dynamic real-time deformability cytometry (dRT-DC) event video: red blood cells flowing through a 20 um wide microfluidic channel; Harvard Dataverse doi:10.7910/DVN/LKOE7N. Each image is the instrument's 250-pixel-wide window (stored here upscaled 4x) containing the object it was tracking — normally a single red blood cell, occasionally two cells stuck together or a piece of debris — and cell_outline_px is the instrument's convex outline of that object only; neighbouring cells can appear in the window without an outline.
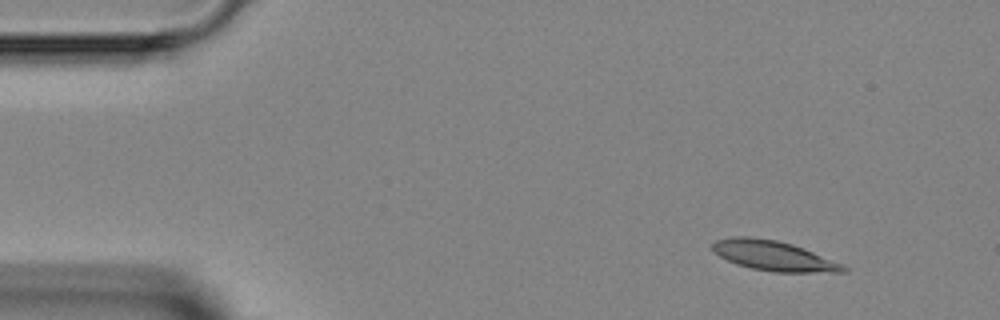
{"species": "Egyptian fruit bat (a non-hibernating species)", "species_latin": "Rousettus aegyptiacus", "temperature_condition": "room temperature", "stored_images_in_passage": 5, "camera_frame_rate_fps": 3000, "um_per_image_px": 0.085, "animal": {"sex": "female"}, "frame": {"image": 1, "passage_image": 1, "time_ms": 0.0, "image_size_px": [1000, 320], "cell_outline_px": [[848, 272], [772, 272], [752, 268], [736, 264], [720, 256], [712, 248], [712, 244], [716, 240], [732, 236], [748, 236], [776, 240], [792, 244], [804, 248], [844, 264], [848, 268]], "centroid_in_image_um": [65.79, 21.74], "position_along_channel_um": 19.2, "area_um2": 22.83}}
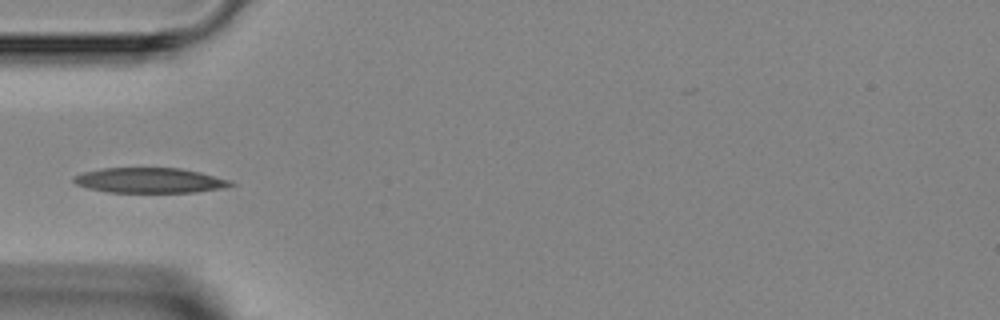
{"frame": {"image": 2, "passage_image": 4, "time_ms": 3.333, "image_size_px": [1000, 320], "cell_outline_px": [[236, 184], [224, 188], [196, 192], [108, 192], [88, 188], [76, 184], [72, 180], [72, 176], [84, 172], [100, 168], [180, 168], [200, 172], [232, 180]], "centroid_in_image_um": [12.74, 15.33], "position_along_channel_um": 72.3, "area_um2": 23.12}}
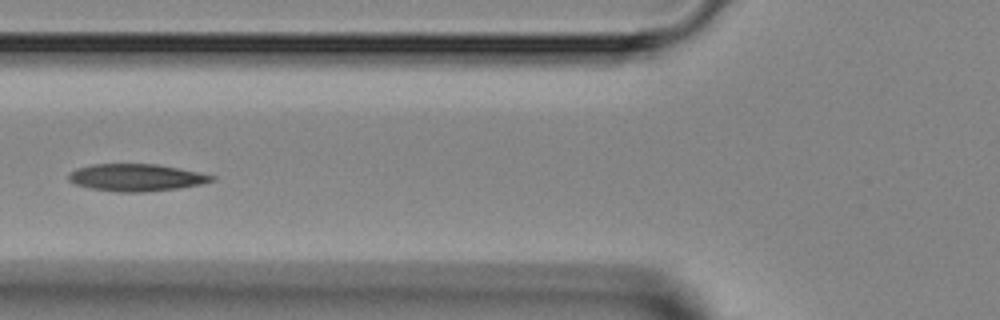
{"frame": {"image": 3, "passage_image": 5, "time_ms": 4.333, "image_size_px": [1000, 320], "cell_outline_px": [[216, 180], [200, 184], [176, 188], [144, 192], [116, 192], [92, 188], [76, 184], [68, 180], [68, 176], [76, 168], [92, 164], [156, 164], [216, 176]], "centroid_in_image_um": [11.56, 15.09], "position_along_channel_um": 114.2, "area_um2": 22.37}}